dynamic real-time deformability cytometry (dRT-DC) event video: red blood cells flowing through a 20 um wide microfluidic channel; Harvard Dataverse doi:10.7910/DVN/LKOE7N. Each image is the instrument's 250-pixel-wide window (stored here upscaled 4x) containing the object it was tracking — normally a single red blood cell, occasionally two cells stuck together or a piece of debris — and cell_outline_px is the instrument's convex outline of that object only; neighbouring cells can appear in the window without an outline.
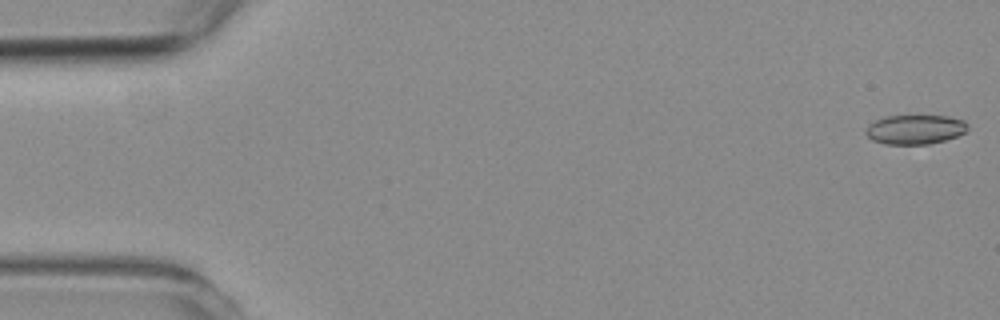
{"species": "common noctule bat (a hibernating species)", "species_latin": "Nyctalus noctula", "temperature_condition": "room temperature", "stored_images_in_passage": 35, "camera_frame_rate_fps": 3000, "um_per_image_px": 0.085, "animal": {"sex": "female", "body_mass_g": 19.3, "forearm_length_mm": 54.1}, "frame": {"image": 1, "passage_image": 1, "time_ms": 0.0, "image_size_px": [1000, 320], "cell_outline_px": [[968, 128], [964, 132], [956, 136], [944, 140], [928, 144], [884, 144], [872, 140], [864, 132], [868, 124], [884, 116], [948, 116], [964, 120], [968, 124]], "centroid_in_image_um": [77.76, 11.0], "position_along_channel_um": 7.2, "area_um2": 17.46}}
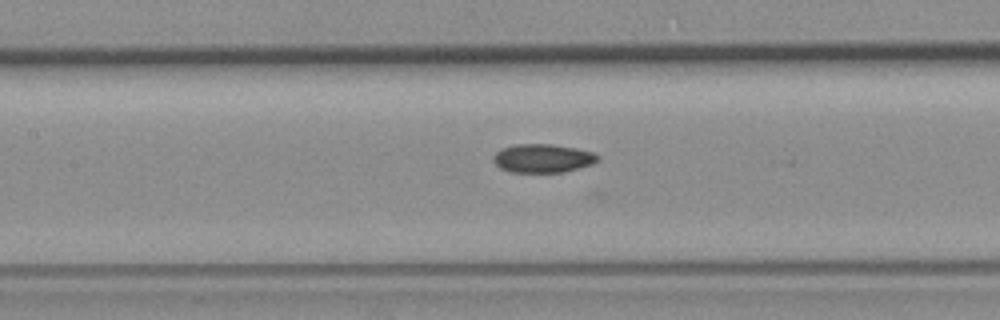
{"frame": {"image": 2, "passage_image": 26, "time_ms": 8.333, "image_size_px": [1000, 320], "cell_outline_px": [[600, 160], [592, 164], [564, 172], [512, 172], [500, 168], [492, 160], [492, 156], [500, 148], [516, 144], [552, 144], [576, 148], [592, 152], [600, 156]], "centroid_in_image_um": [46.12, 13.45], "position_along_channel_um": 161.3, "area_um2": 17.51}}
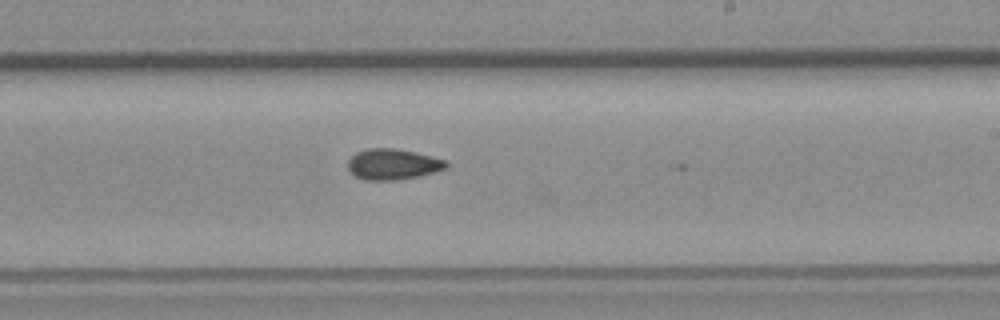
{"frame": {"image": 3, "passage_image": 34, "time_ms": 11.0, "image_size_px": [1000, 320], "cell_outline_px": [[448, 168], [436, 172], [420, 176], [396, 180], [364, 180], [356, 176], [348, 168], [348, 160], [356, 152], [368, 148], [396, 148], [416, 152], [448, 160]], "centroid_in_image_um": [33.44, 13.96], "position_along_channel_um": 255.6, "area_um2": 17.86}}